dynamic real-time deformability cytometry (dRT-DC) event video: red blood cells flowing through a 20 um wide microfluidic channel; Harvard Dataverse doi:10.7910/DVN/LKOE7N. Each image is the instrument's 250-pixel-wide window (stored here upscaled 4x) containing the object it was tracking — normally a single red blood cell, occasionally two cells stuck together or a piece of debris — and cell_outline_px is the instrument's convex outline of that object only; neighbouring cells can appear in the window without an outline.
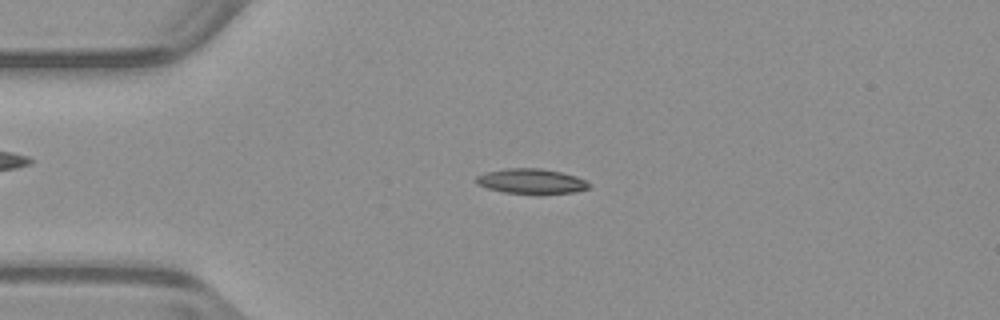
{"species": "common noctule bat (a hibernating species)", "species_latin": "Nyctalus noctula", "temperature_condition": "warm", "stored_images_in_passage": 52, "camera_frame_rate_fps": 3000, "um_per_image_px": 0.085, "animal": {"sex": "male", "body_mass_g": 23.1, "forearm_length_mm": 52.7}, "frame": {"image": 1, "passage_image": 12, "time_ms": 3.667, "image_size_px": [1000, 320], "cell_outline_px": [[592, 184], [588, 188], [576, 192], [540, 196], [504, 192], [488, 188], [476, 184], [476, 176], [484, 172], [508, 168], [540, 168], [560, 172], [576, 176]], "centroid_in_image_um": [45.18, 15.44], "position_along_channel_um": 39.8, "area_um2": 16.99}}
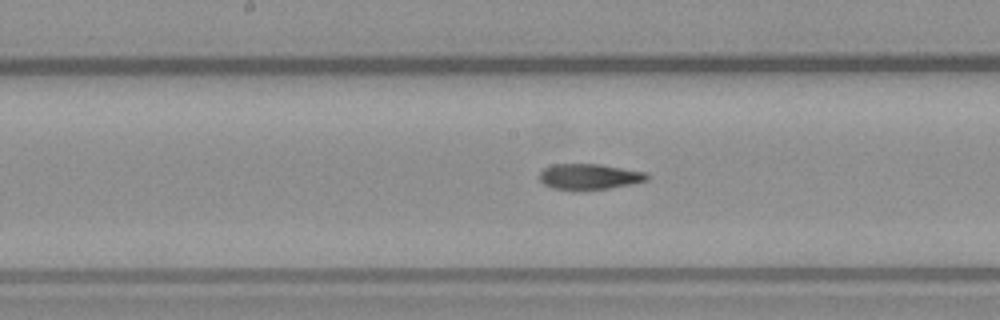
{"frame": {"image": 2, "passage_image": 26, "time_ms": 8.333, "image_size_px": [1000, 320], "cell_outline_px": [[648, 180], [632, 184], [608, 188], [552, 188], [544, 184], [540, 180], [540, 172], [544, 168], [552, 164], [600, 164], [648, 172]], "centroid_in_image_um": [50.13, 14.98], "position_along_channel_um": 198.1, "area_um2": 15.72}}
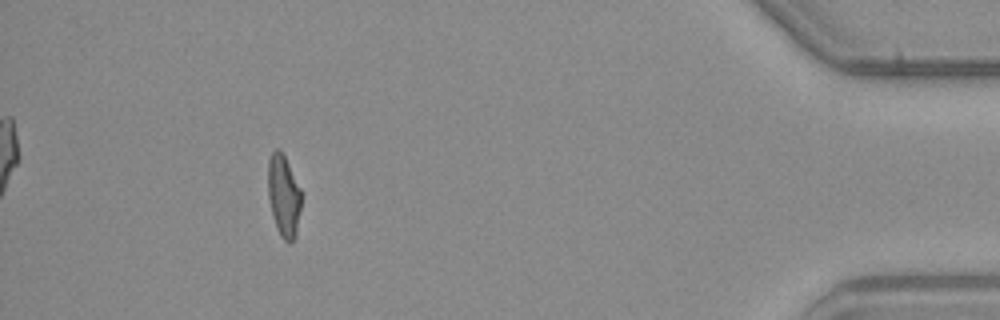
{"frame": {"image": 3, "passage_image": 47, "time_ms": 15.333, "image_size_px": [1000, 320], "cell_outline_px": [[300, 208], [296, 232], [292, 240], [288, 244], [280, 236], [276, 228], [268, 196], [268, 160], [272, 152], [276, 148], [280, 148], [300, 188]], "centroid_in_image_um": [24.09, 16.63], "position_along_channel_um": 411.1, "area_um2": 15.61}, "authors_computed_cell_mechanics": {"area_um2": 16.2418, "velocity_mm_per_s": 3.9675, "shape_relaxation_time_tau1_ms": null, "shape_relaxation_time_tau2_ms": 1.701, "deformation_change_tau1": null, "deformation_change_tau2": 0.0891}}